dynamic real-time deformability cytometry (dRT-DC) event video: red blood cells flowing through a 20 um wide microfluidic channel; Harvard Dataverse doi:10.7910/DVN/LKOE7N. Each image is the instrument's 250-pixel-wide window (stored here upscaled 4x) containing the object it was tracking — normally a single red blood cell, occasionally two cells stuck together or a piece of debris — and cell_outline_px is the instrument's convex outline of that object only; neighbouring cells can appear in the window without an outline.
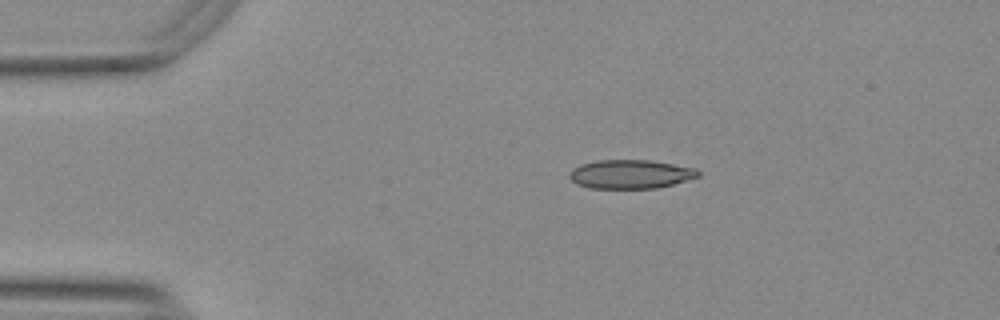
{"species": "Egyptian fruit bat (a non-hibernating species)", "species_latin": "Rousettus aegyptiacus", "temperature_condition": "warm", "stored_images_in_passage": 45, "camera_frame_rate_fps": 3000, "um_per_image_px": 0.085, "animal": {"sex": "female"}, "frame": {"image": 1, "passage_image": 1, "time_ms": 0.0, "image_size_px": [1000, 320], "cell_outline_px": [[700, 176], [672, 184], [656, 188], [588, 188], [576, 184], [568, 176], [568, 172], [572, 168], [580, 164], [596, 160], [652, 160], [696, 168], [700, 172]], "centroid_in_image_um": [53.56, 14.79], "position_along_channel_um": 31.4, "area_um2": 21.79}}
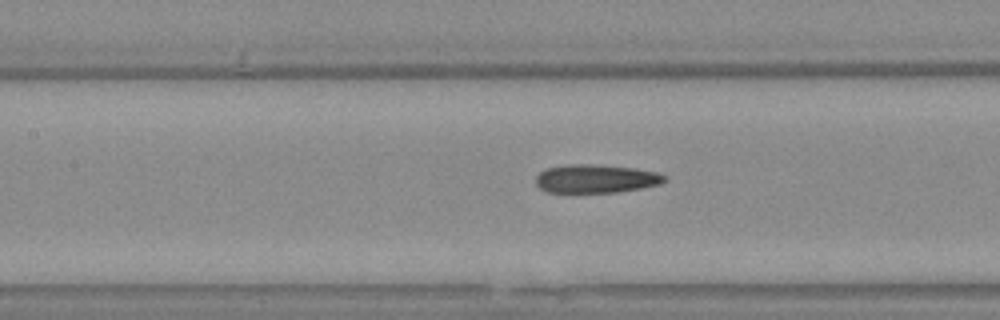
{"frame": {"image": 2, "passage_image": 15, "time_ms": 4.667, "image_size_px": [1000, 320], "cell_outline_px": [[668, 180], [660, 184], [640, 188], [616, 192], [548, 192], [540, 188], [536, 184], [536, 176], [540, 172], [548, 168], [564, 164], [592, 164], [636, 168], [660, 172], [668, 176]], "centroid_in_image_um": [50.7, 15.18], "position_along_channel_um": 156.7, "area_um2": 21.5}}
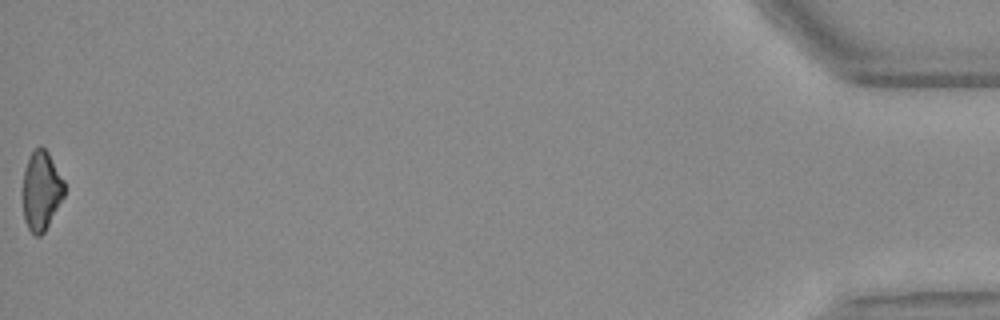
{"frame": {"image": 3, "passage_image": 45, "time_ms": 14.667, "image_size_px": [1000, 320], "cell_outline_px": [[64, 196], [44, 232], [40, 236], [36, 236], [28, 228], [24, 220], [20, 192], [24, 168], [32, 152], [40, 144], [48, 152], [64, 180]], "centroid_in_image_um": [3.46, 16.2], "position_along_channel_um": 431.7, "area_um2": 19.59}, "authors_computed_cell_mechanics": {"area_um2": 21.5016, "velocity_mm_per_s": 3.7597, "shape_relaxation_time_tau1_ms": 7.7755, "shape_relaxation_time_tau2_ms": 4.3774, "deformation_change_tau1": 0.1984, "deformation_change_tau2": 0.1552}}